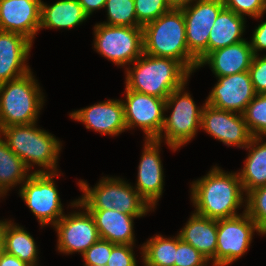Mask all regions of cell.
<instances>
[{
    "instance_id": "cell-1",
    "label": "cell",
    "mask_w": 266,
    "mask_h": 266,
    "mask_svg": "<svg viewBox=\"0 0 266 266\" xmlns=\"http://www.w3.org/2000/svg\"><path fill=\"white\" fill-rule=\"evenodd\" d=\"M191 200L195 213L214 220L239 216L243 202V187L238 173H225L215 166L191 185Z\"/></svg>"
},
{
    "instance_id": "cell-2",
    "label": "cell",
    "mask_w": 266,
    "mask_h": 266,
    "mask_svg": "<svg viewBox=\"0 0 266 266\" xmlns=\"http://www.w3.org/2000/svg\"><path fill=\"white\" fill-rule=\"evenodd\" d=\"M133 63L126 71V88L162 99L187 84L191 74L179 61L168 57L143 53Z\"/></svg>"
},
{
    "instance_id": "cell-3",
    "label": "cell",
    "mask_w": 266,
    "mask_h": 266,
    "mask_svg": "<svg viewBox=\"0 0 266 266\" xmlns=\"http://www.w3.org/2000/svg\"><path fill=\"white\" fill-rule=\"evenodd\" d=\"M144 53L179 61L190 73L198 68L186 42L185 18L182 9L165 12L143 27Z\"/></svg>"
},
{
    "instance_id": "cell-4",
    "label": "cell",
    "mask_w": 266,
    "mask_h": 266,
    "mask_svg": "<svg viewBox=\"0 0 266 266\" xmlns=\"http://www.w3.org/2000/svg\"><path fill=\"white\" fill-rule=\"evenodd\" d=\"M35 125L31 123L7 126L0 130V134L5 137L8 147L29 169L33 164H37L43 169L34 172H57L56 163L61 144L52 134L38 129Z\"/></svg>"
},
{
    "instance_id": "cell-5",
    "label": "cell",
    "mask_w": 266,
    "mask_h": 266,
    "mask_svg": "<svg viewBox=\"0 0 266 266\" xmlns=\"http://www.w3.org/2000/svg\"><path fill=\"white\" fill-rule=\"evenodd\" d=\"M32 72L0 84V130L36 123L45 101Z\"/></svg>"
},
{
    "instance_id": "cell-6",
    "label": "cell",
    "mask_w": 266,
    "mask_h": 266,
    "mask_svg": "<svg viewBox=\"0 0 266 266\" xmlns=\"http://www.w3.org/2000/svg\"><path fill=\"white\" fill-rule=\"evenodd\" d=\"M79 186L84 195L78 201L87 209H114L135 217L152 210L135 187L120 178H103L94 188L80 180Z\"/></svg>"
},
{
    "instance_id": "cell-7",
    "label": "cell",
    "mask_w": 266,
    "mask_h": 266,
    "mask_svg": "<svg viewBox=\"0 0 266 266\" xmlns=\"http://www.w3.org/2000/svg\"><path fill=\"white\" fill-rule=\"evenodd\" d=\"M184 86L172 91L165 99V111L170 108L173 110L169 117H164L162 132L156 139L162 142L165 137L167 145L174 151L195 137L203 110V106H196L188 92H183Z\"/></svg>"
},
{
    "instance_id": "cell-8",
    "label": "cell",
    "mask_w": 266,
    "mask_h": 266,
    "mask_svg": "<svg viewBox=\"0 0 266 266\" xmlns=\"http://www.w3.org/2000/svg\"><path fill=\"white\" fill-rule=\"evenodd\" d=\"M94 48L114 64H132L144 53L143 28L96 24Z\"/></svg>"
},
{
    "instance_id": "cell-9",
    "label": "cell",
    "mask_w": 266,
    "mask_h": 266,
    "mask_svg": "<svg viewBox=\"0 0 266 266\" xmlns=\"http://www.w3.org/2000/svg\"><path fill=\"white\" fill-rule=\"evenodd\" d=\"M55 176L57 172H32L20 189L21 198L41 226H54L64 216Z\"/></svg>"
},
{
    "instance_id": "cell-10",
    "label": "cell",
    "mask_w": 266,
    "mask_h": 266,
    "mask_svg": "<svg viewBox=\"0 0 266 266\" xmlns=\"http://www.w3.org/2000/svg\"><path fill=\"white\" fill-rule=\"evenodd\" d=\"M193 1V6L190 3L181 9L185 18L187 47L199 64L208 55L210 32L224 4L222 0Z\"/></svg>"
},
{
    "instance_id": "cell-11",
    "label": "cell",
    "mask_w": 266,
    "mask_h": 266,
    "mask_svg": "<svg viewBox=\"0 0 266 266\" xmlns=\"http://www.w3.org/2000/svg\"><path fill=\"white\" fill-rule=\"evenodd\" d=\"M255 230L260 233L246 210L239 216L217 220L216 266H228L244 255Z\"/></svg>"
},
{
    "instance_id": "cell-12",
    "label": "cell",
    "mask_w": 266,
    "mask_h": 266,
    "mask_svg": "<svg viewBox=\"0 0 266 266\" xmlns=\"http://www.w3.org/2000/svg\"><path fill=\"white\" fill-rule=\"evenodd\" d=\"M73 207L84 208L86 212L64 215L55 225L57 231V248L65 254L84 252L96 243L100 237L93 216L78 200L71 203Z\"/></svg>"
},
{
    "instance_id": "cell-13",
    "label": "cell",
    "mask_w": 266,
    "mask_h": 266,
    "mask_svg": "<svg viewBox=\"0 0 266 266\" xmlns=\"http://www.w3.org/2000/svg\"><path fill=\"white\" fill-rule=\"evenodd\" d=\"M124 104L127 130L140 127L146 139H157L164 125L165 99L126 88Z\"/></svg>"
},
{
    "instance_id": "cell-14",
    "label": "cell",
    "mask_w": 266,
    "mask_h": 266,
    "mask_svg": "<svg viewBox=\"0 0 266 266\" xmlns=\"http://www.w3.org/2000/svg\"><path fill=\"white\" fill-rule=\"evenodd\" d=\"M200 128L228 146L245 148L252 139L243 114L221 110L205 103Z\"/></svg>"
},
{
    "instance_id": "cell-15",
    "label": "cell",
    "mask_w": 266,
    "mask_h": 266,
    "mask_svg": "<svg viewBox=\"0 0 266 266\" xmlns=\"http://www.w3.org/2000/svg\"><path fill=\"white\" fill-rule=\"evenodd\" d=\"M206 102L214 108L243 114L256 93L248 71L217 77Z\"/></svg>"
},
{
    "instance_id": "cell-16",
    "label": "cell",
    "mask_w": 266,
    "mask_h": 266,
    "mask_svg": "<svg viewBox=\"0 0 266 266\" xmlns=\"http://www.w3.org/2000/svg\"><path fill=\"white\" fill-rule=\"evenodd\" d=\"M41 0H0V30L21 34L33 42L40 29Z\"/></svg>"
},
{
    "instance_id": "cell-17",
    "label": "cell",
    "mask_w": 266,
    "mask_h": 266,
    "mask_svg": "<svg viewBox=\"0 0 266 266\" xmlns=\"http://www.w3.org/2000/svg\"><path fill=\"white\" fill-rule=\"evenodd\" d=\"M160 141L145 139L144 150L138 166L136 191L150 205L158 202L163 192V165L159 155Z\"/></svg>"
},
{
    "instance_id": "cell-18",
    "label": "cell",
    "mask_w": 266,
    "mask_h": 266,
    "mask_svg": "<svg viewBox=\"0 0 266 266\" xmlns=\"http://www.w3.org/2000/svg\"><path fill=\"white\" fill-rule=\"evenodd\" d=\"M70 117L81 121L87 129H93L103 135L115 136L127 130L124 104L121 100L100 102L74 111Z\"/></svg>"
},
{
    "instance_id": "cell-19",
    "label": "cell",
    "mask_w": 266,
    "mask_h": 266,
    "mask_svg": "<svg viewBox=\"0 0 266 266\" xmlns=\"http://www.w3.org/2000/svg\"><path fill=\"white\" fill-rule=\"evenodd\" d=\"M32 45V42L21 34L0 30V84L31 71L25 61Z\"/></svg>"
},
{
    "instance_id": "cell-20",
    "label": "cell",
    "mask_w": 266,
    "mask_h": 266,
    "mask_svg": "<svg viewBox=\"0 0 266 266\" xmlns=\"http://www.w3.org/2000/svg\"><path fill=\"white\" fill-rule=\"evenodd\" d=\"M254 57L250 42L244 40L210 52L198 68L208 64L216 77L248 71Z\"/></svg>"
},
{
    "instance_id": "cell-21",
    "label": "cell",
    "mask_w": 266,
    "mask_h": 266,
    "mask_svg": "<svg viewBox=\"0 0 266 266\" xmlns=\"http://www.w3.org/2000/svg\"><path fill=\"white\" fill-rule=\"evenodd\" d=\"M95 220L100 239L113 244L134 245L133 215L117 210L88 209Z\"/></svg>"
},
{
    "instance_id": "cell-22",
    "label": "cell",
    "mask_w": 266,
    "mask_h": 266,
    "mask_svg": "<svg viewBox=\"0 0 266 266\" xmlns=\"http://www.w3.org/2000/svg\"><path fill=\"white\" fill-rule=\"evenodd\" d=\"M180 238L193 246L216 266L217 220L194 213L179 233Z\"/></svg>"
},
{
    "instance_id": "cell-23",
    "label": "cell",
    "mask_w": 266,
    "mask_h": 266,
    "mask_svg": "<svg viewBox=\"0 0 266 266\" xmlns=\"http://www.w3.org/2000/svg\"><path fill=\"white\" fill-rule=\"evenodd\" d=\"M245 18L223 8L217 16L208 39V54L216 49L244 41Z\"/></svg>"
},
{
    "instance_id": "cell-24",
    "label": "cell",
    "mask_w": 266,
    "mask_h": 266,
    "mask_svg": "<svg viewBox=\"0 0 266 266\" xmlns=\"http://www.w3.org/2000/svg\"><path fill=\"white\" fill-rule=\"evenodd\" d=\"M87 18L78 0H60L51 6L41 3L40 29L73 28Z\"/></svg>"
},
{
    "instance_id": "cell-25",
    "label": "cell",
    "mask_w": 266,
    "mask_h": 266,
    "mask_svg": "<svg viewBox=\"0 0 266 266\" xmlns=\"http://www.w3.org/2000/svg\"><path fill=\"white\" fill-rule=\"evenodd\" d=\"M262 139V137H252L250 143L245 147L249 149V154L238 175L246 194L255 188L266 185V142L262 143Z\"/></svg>"
},
{
    "instance_id": "cell-26",
    "label": "cell",
    "mask_w": 266,
    "mask_h": 266,
    "mask_svg": "<svg viewBox=\"0 0 266 266\" xmlns=\"http://www.w3.org/2000/svg\"><path fill=\"white\" fill-rule=\"evenodd\" d=\"M4 251L18 257L30 266L37 264V246L34 238L24 228L2 221Z\"/></svg>"
},
{
    "instance_id": "cell-27",
    "label": "cell",
    "mask_w": 266,
    "mask_h": 266,
    "mask_svg": "<svg viewBox=\"0 0 266 266\" xmlns=\"http://www.w3.org/2000/svg\"><path fill=\"white\" fill-rule=\"evenodd\" d=\"M0 134V188L7 193L10 187L24 183L30 176V170L1 138Z\"/></svg>"
},
{
    "instance_id": "cell-28",
    "label": "cell",
    "mask_w": 266,
    "mask_h": 266,
    "mask_svg": "<svg viewBox=\"0 0 266 266\" xmlns=\"http://www.w3.org/2000/svg\"><path fill=\"white\" fill-rule=\"evenodd\" d=\"M141 249L145 266H174L177 236L170 239L156 235L143 244Z\"/></svg>"
},
{
    "instance_id": "cell-29",
    "label": "cell",
    "mask_w": 266,
    "mask_h": 266,
    "mask_svg": "<svg viewBox=\"0 0 266 266\" xmlns=\"http://www.w3.org/2000/svg\"><path fill=\"white\" fill-rule=\"evenodd\" d=\"M108 21L102 24L112 26L142 27L137 22L134 0H106Z\"/></svg>"
},
{
    "instance_id": "cell-30",
    "label": "cell",
    "mask_w": 266,
    "mask_h": 266,
    "mask_svg": "<svg viewBox=\"0 0 266 266\" xmlns=\"http://www.w3.org/2000/svg\"><path fill=\"white\" fill-rule=\"evenodd\" d=\"M248 130L253 137L266 136V94H256L243 112Z\"/></svg>"
},
{
    "instance_id": "cell-31",
    "label": "cell",
    "mask_w": 266,
    "mask_h": 266,
    "mask_svg": "<svg viewBox=\"0 0 266 266\" xmlns=\"http://www.w3.org/2000/svg\"><path fill=\"white\" fill-rule=\"evenodd\" d=\"M246 204V213L257 224L260 234H266V185L260 186L249 191Z\"/></svg>"
},
{
    "instance_id": "cell-32",
    "label": "cell",
    "mask_w": 266,
    "mask_h": 266,
    "mask_svg": "<svg viewBox=\"0 0 266 266\" xmlns=\"http://www.w3.org/2000/svg\"><path fill=\"white\" fill-rule=\"evenodd\" d=\"M137 22L143 27L171 8L166 0H134Z\"/></svg>"
},
{
    "instance_id": "cell-33",
    "label": "cell",
    "mask_w": 266,
    "mask_h": 266,
    "mask_svg": "<svg viewBox=\"0 0 266 266\" xmlns=\"http://www.w3.org/2000/svg\"><path fill=\"white\" fill-rule=\"evenodd\" d=\"M208 259L177 235V250L174 266H207Z\"/></svg>"
},
{
    "instance_id": "cell-34",
    "label": "cell",
    "mask_w": 266,
    "mask_h": 266,
    "mask_svg": "<svg viewBox=\"0 0 266 266\" xmlns=\"http://www.w3.org/2000/svg\"><path fill=\"white\" fill-rule=\"evenodd\" d=\"M224 7L236 14L248 15L253 18H260L266 11L265 0H222Z\"/></svg>"
},
{
    "instance_id": "cell-35",
    "label": "cell",
    "mask_w": 266,
    "mask_h": 266,
    "mask_svg": "<svg viewBox=\"0 0 266 266\" xmlns=\"http://www.w3.org/2000/svg\"><path fill=\"white\" fill-rule=\"evenodd\" d=\"M115 245L116 244H113L109 241L99 239L96 243L90 246L82 255L85 261V265H107V261L111 255L112 248Z\"/></svg>"
},
{
    "instance_id": "cell-36",
    "label": "cell",
    "mask_w": 266,
    "mask_h": 266,
    "mask_svg": "<svg viewBox=\"0 0 266 266\" xmlns=\"http://www.w3.org/2000/svg\"><path fill=\"white\" fill-rule=\"evenodd\" d=\"M256 94H266V55H254L248 70Z\"/></svg>"
},
{
    "instance_id": "cell-37",
    "label": "cell",
    "mask_w": 266,
    "mask_h": 266,
    "mask_svg": "<svg viewBox=\"0 0 266 266\" xmlns=\"http://www.w3.org/2000/svg\"><path fill=\"white\" fill-rule=\"evenodd\" d=\"M132 245L116 244L111 251L107 266H137Z\"/></svg>"
},
{
    "instance_id": "cell-38",
    "label": "cell",
    "mask_w": 266,
    "mask_h": 266,
    "mask_svg": "<svg viewBox=\"0 0 266 266\" xmlns=\"http://www.w3.org/2000/svg\"><path fill=\"white\" fill-rule=\"evenodd\" d=\"M250 45L254 55H259L258 51L266 49V21L256 27Z\"/></svg>"
},
{
    "instance_id": "cell-39",
    "label": "cell",
    "mask_w": 266,
    "mask_h": 266,
    "mask_svg": "<svg viewBox=\"0 0 266 266\" xmlns=\"http://www.w3.org/2000/svg\"><path fill=\"white\" fill-rule=\"evenodd\" d=\"M85 14L89 17L94 10L105 7L106 0H78Z\"/></svg>"
},
{
    "instance_id": "cell-40",
    "label": "cell",
    "mask_w": 266,
    "mask_h": 266,
    "mask_svg": "<svg viewBox=\"0 0 266 266\" xmlns=\"http://www.w3.org/2000/svg\"><path fill=\"white\" fill-rule=\"evenodd\" d=\"M0 266H30L18 257L8 254L5 251L0 257Z\"/></svg>"
},
{
    "instance_id": "cell-41",
    "label": "cell",
    "mask_w": 266,
    "mask_h": 266,
    "mask_svg": "<svg viewBox=\"0 0 266 266\" xmlns=\"http://www.w3.org/2000/svg\"><path fill=\"white\" fill-rule=\"evenodd\" d=\"M166 2L170 6V8L181 9L193 2V0H166Z\"/></svg>"
},
{
    "instance_id": "cell-42",
    "label": "cell",
    "mask_w": 266,
    "mask_h": 266,
    "mask_svg": "<svg viewBox=\"0 0 266 266\" xmlns=\"http://www.w3.org/2000/svg\"><path fill=\"white\" fill-rule=\"evenodd\" d=\"M3 252H4V246H3L2 222H1L0 223V257Z\"/></svg>"
},
{
    "instance_id": "cell-43",
    "label": "cell",
    "mask_w": 266,
    "mask_h": 266,
    "mask_svg": "<svg viewBox=\"0 0 266 266\" xmlns=\"http://www.w3.org/2000/svg\"><path fill=\"white\" fill-rule=\"evenodd\" d=\"M4 194L6 195V193L0 188V197Z\"/></svg>"
}]
</instances>
